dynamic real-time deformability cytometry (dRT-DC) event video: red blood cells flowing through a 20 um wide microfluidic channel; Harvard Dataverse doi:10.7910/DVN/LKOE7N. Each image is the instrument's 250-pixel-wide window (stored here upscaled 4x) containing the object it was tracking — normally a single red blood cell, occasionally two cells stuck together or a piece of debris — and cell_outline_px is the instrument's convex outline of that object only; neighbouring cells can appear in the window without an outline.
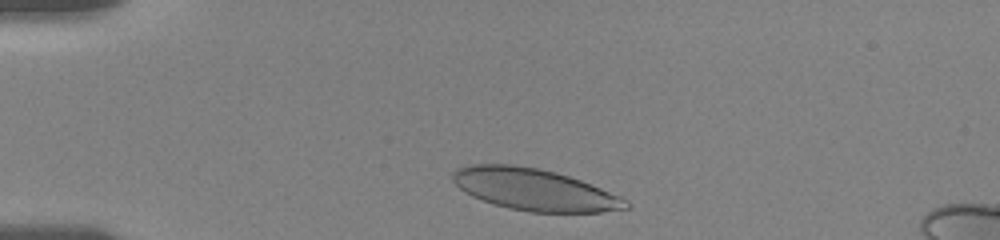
{"species": "human", "species_latin": "Homo sapiens", "temperature_condition": "room temperature", "stored_images_in_passage": 37, "camera_frame_rate_fps": 3000, "um_per_image_px": 0.085, "donor": {"sex": "female"}, "frame": {"image": 1, "passage_image": 3, "time_ms": 0.667, "image_size_px": [1000, 240], "cell_outline_px": [[632, 204], [628, 208], [600, 212], [528, 212], [508, 208], [492, 204], [472, 196], [464, 192], [452, 180], [452, 172], [456, 168], [468, 164], [512, 164], [536, 168], [556, 172], [580, 180], [620, 196], [628, 200]], "centroid_in_image_um": [45.39, 16.11], "position_along_channel_um": 39.6, "area_um2": 42.19}}
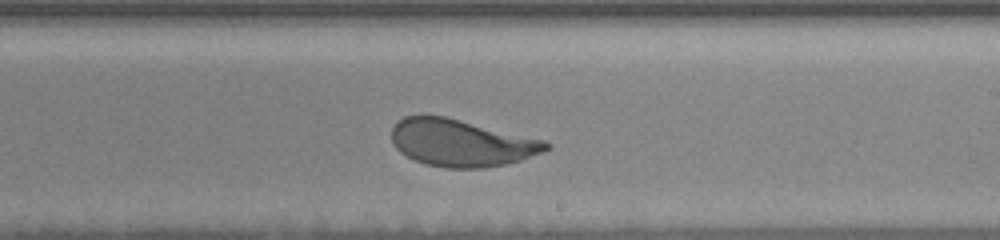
{"frame": {"image": 2, "passage_image": 24, "time_ms": 7.667, "image_size_px": [1000, 240], "cell_outline_px": [[552, 148], [544, 152], [520, 160], [504, 164], [484, 168], [448, 168], [424, 164], [400, 152], [396, 148], [392, 140], [392, 128], [404, 116], [424, 112], [444, 116], [544, 140], [552, 144]], "centroid_in_image_um": [39.19, 12.12], "position_along_channel_um": 249.8, "area_um2": 42.6}}
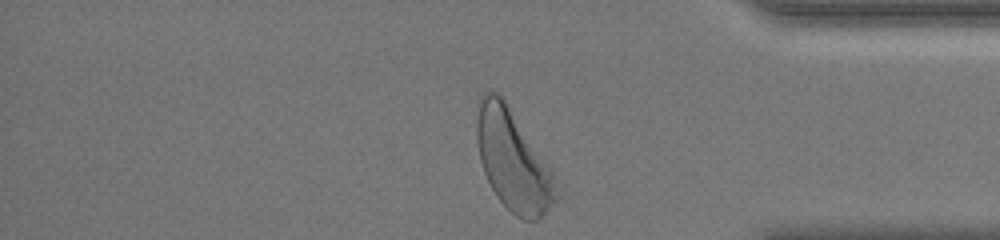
{"frame": {"image": 3, "passage_image": 37, "time_ms": 12.0, "image_size_px": [1000, 240], "cell_outline_px": [[560, 196], [536, 220], [524, 220], [516, 216], [496, 196], [484, 172], [480, 160], [476, 136], [476, 120], [480, 96], [484, 92], [496, 92], [504, 100], [552, 168], [560, 192]], "centroid_in_image_um": [43.62, 13.64], "position_along_channel_um": 391.6, "area_um2": 46.3}, "authors_computed_cell_mechanics": {"area_um2": 43.061, "velocity_mm_per_s": 3.5898, "shape_relaxation_time_tau1_ms": 3.8574, "shape_relaxation_time_tau2_ms": null, "deformation_change_tau1": 0.1632, "deformation_change_tau2": null}}